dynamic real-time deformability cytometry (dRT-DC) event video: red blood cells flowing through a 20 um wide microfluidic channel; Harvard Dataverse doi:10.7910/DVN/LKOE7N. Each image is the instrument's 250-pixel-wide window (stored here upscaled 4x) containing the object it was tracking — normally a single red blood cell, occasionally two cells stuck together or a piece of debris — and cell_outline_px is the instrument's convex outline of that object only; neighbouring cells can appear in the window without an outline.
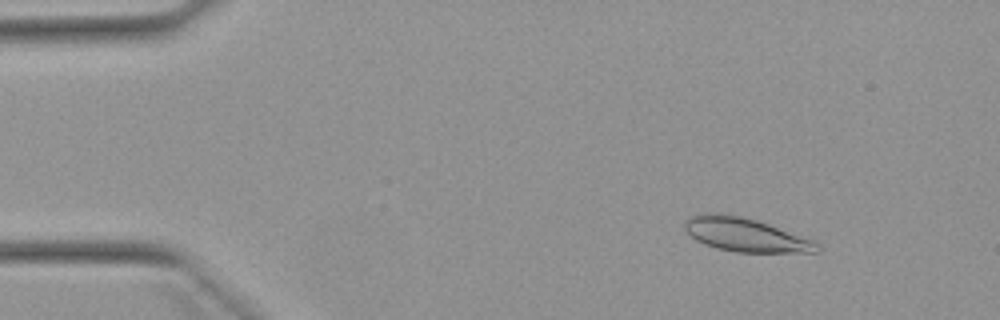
{"species": "Egyptian fruit bat (a non-hibernating species)", "species_latin": "Rousettus aegyptiacus", "temperature_condition": "warm", "stored_images_in_passage": 54, "segment_of_instrument_passage": [1, 2], "camera_frame_rate_fps": 3000, "um_per_image_px": 0.085, "animal": {"sex": "female"}, "frame": {"image": 1, "passage_image": 7, "time_ms": 2.0, "image_size_px": [1000, 320], "cell_outline_px": [[820, 252], [736, 252], [716, 248], [704, 244], [696, 240], [684, 228], [684, 220], [688, 216], [704, 212], [716, 212], [740, 216], [756, 220], [768, 224], [812, 240], [820, 244]], "centroid_in_image_um": [63.31, 19.94], "position_along_channel_um": 21.7, "area_um2": 25.95}}
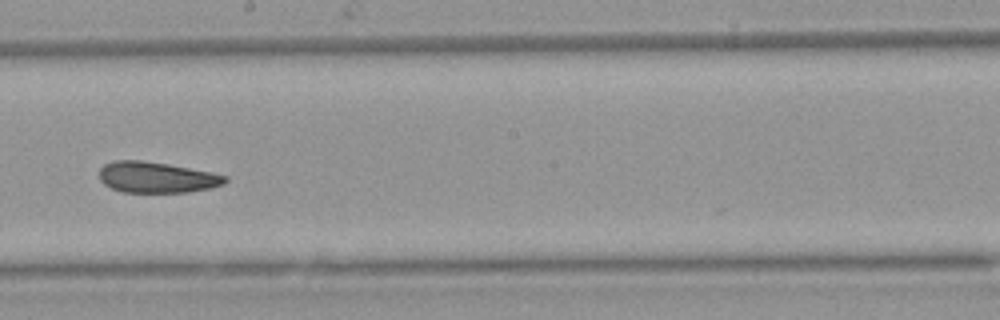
{"frame": {"image": 2, "passage_image": 30, "time_ms": 9.667, "image_size_px": [1000, 320], "cell_outline_px": [[228, 180], [224, 184], [208, 188], [188, 192], [124, 192], [112, 188], [104, 184], [100, 180], [100, 168], [104, 164], [112, 160], [140, 160], [168, 164], [212, 172], [228, 176]], "centroid_in_image_um": [13.31, 15.06], "position_along_channel_um": 234.9, "area_um2": 22.66}}
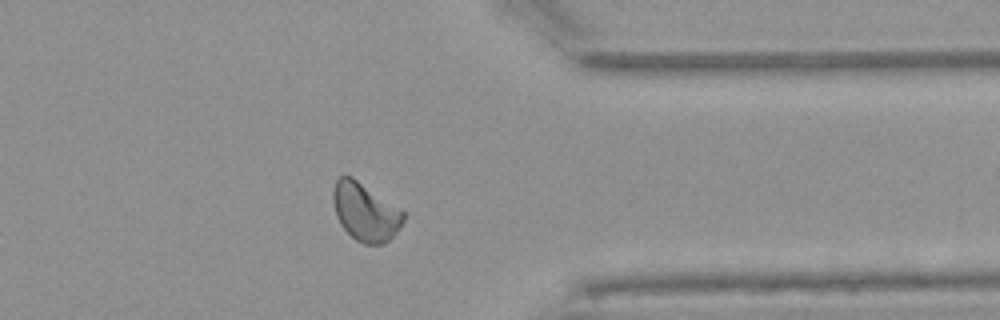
{"frame": {"image": 3, "passage_image": 42, "time_ms": 13.667, "image_size_px": [1000, 320], "cell_outline_px": [[404, 220], [400, 228], [388, 240], [380, 244], [364, 244], [356, 240], [340, 224], [336, 216], [332, 200], [332, 192], [336, 180], [340, 176], [352, 176], [404, 212]], "centroid_in_image_um": [31.02, 18.01], "position_along_channel_um": 380.4, "area_um2": 23.47}}